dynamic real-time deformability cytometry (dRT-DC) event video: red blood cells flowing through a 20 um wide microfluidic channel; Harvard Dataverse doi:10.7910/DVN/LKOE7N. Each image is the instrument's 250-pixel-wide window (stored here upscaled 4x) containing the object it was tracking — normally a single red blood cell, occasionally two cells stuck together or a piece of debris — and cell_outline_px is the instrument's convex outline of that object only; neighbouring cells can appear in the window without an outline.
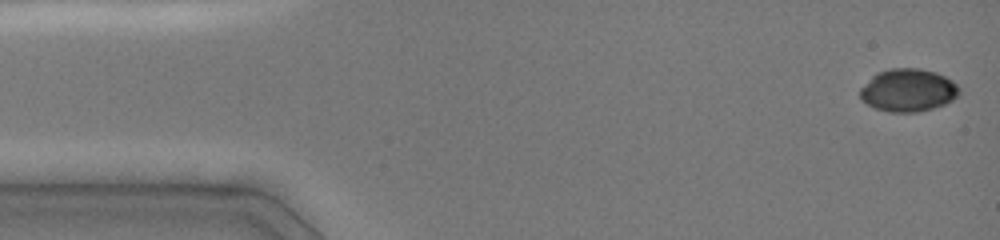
{"species": "common noctule bat (a hibernating species)", "species_latin": "Nyctalus noctula", "temperature_condition": "cold", "stored_images_in_passage": 11, "camera_frame_rate_fps": 3000, "um_per_image_px": 0.085, "animal": {"sex": "female", "body_mass_g": 19.0, "forearm_length_mm": 51.5}, "frame": {"image": 1, "passage_image": 1, "time_ms": 0.0, "image_size_px": [1000, 240], "cell_outline_px": [[960, 96], [944, 104], [932, 108], [916, 112], [888, 112], [876, 108], [860, 100], [860, 88], [876, 72], [888, 68], [920, 68], [936, 72], [952, 80], [960, 88]], "centroid_in_image_um": [77.19, 7.66], "position_along_channel_um": 7.8, "area_um2": 24.91}}
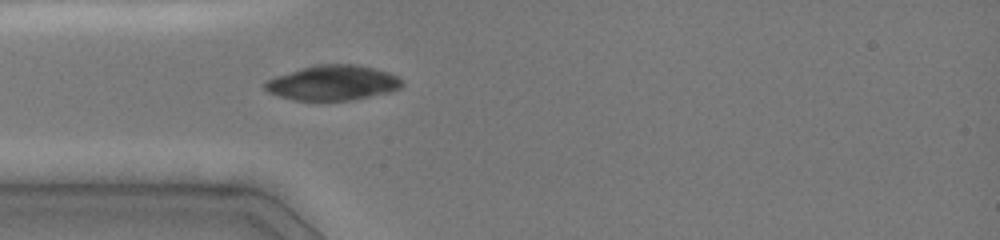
{"frame": {"image": 2, "passage_image": 9, "time_ms": 4.0, "image_size_px": [1000, 240], "cell_outline_px": [[404, 84], [400, 88], [392, 92], [352, 100], [292, 100], [268, 92], [264, 88], [264, 80], [300, 68], [316, 64], [356, 64], [388, 72], [404, 80]], "centroid_in_image_um": [28.3, 7.04], "position_along_channel_um": 56.7, "area_um2": 28.15}}